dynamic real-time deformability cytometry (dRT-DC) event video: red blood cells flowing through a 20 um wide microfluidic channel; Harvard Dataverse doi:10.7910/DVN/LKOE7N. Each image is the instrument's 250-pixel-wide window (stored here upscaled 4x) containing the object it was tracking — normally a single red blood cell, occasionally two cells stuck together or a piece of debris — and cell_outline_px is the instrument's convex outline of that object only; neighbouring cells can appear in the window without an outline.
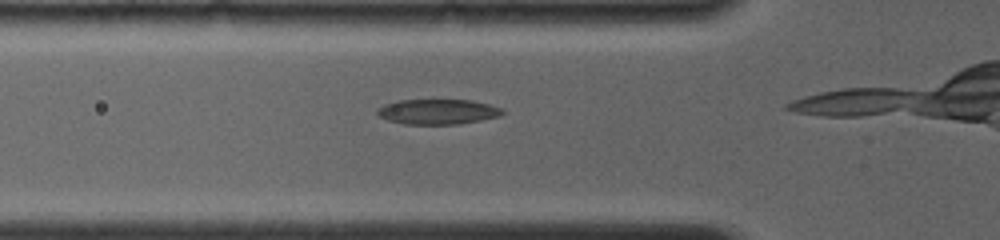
{"species": "common noctule bat (a hibernating species)", "species_latin": "Nyctalus noctula", "temperature_condition": "room temperature", "stored_images_in_passage": 5, "camera_frame_rate_fps": 4000, "um_per_image_px": 0.085, "animal": {"sex": "female", "body_mass_g": 19.0, "forearm_length_mm": 56.7}, "frame": {"image": 1, "passage_image": 4, "time_ms": 1.0, "image_size_px": [1000, 240], "cell_outline_px": [[504, 112], [500, 116], [460, 124], [404, 124], [388, 120], [380, 116], [376, 112], [376, 108], [384, 104], [400, 100], [472, 100], [504, 108]], "centroid_in_image_um": [37.21, 9.49], "position_along_channel_um": 88.6, "area_um2": 18.38}}